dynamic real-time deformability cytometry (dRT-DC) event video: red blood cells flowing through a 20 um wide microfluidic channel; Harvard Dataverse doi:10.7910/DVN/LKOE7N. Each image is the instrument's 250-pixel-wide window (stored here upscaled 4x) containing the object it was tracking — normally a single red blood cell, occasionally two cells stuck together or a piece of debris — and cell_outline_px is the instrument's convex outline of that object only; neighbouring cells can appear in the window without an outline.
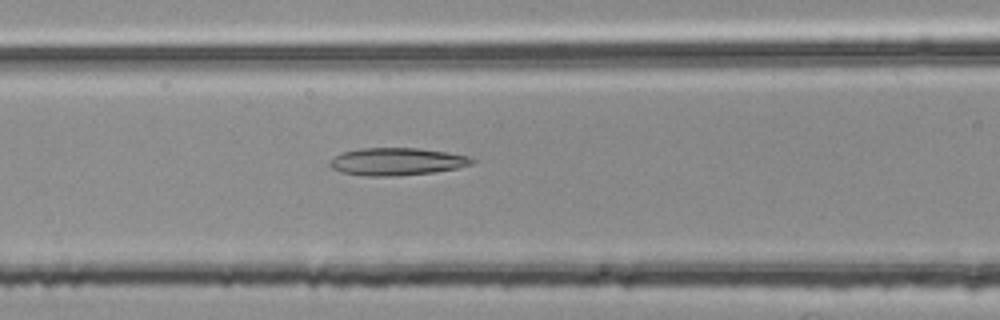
{"species": "common noctule bat (a hibernating species)", "species_latin": "Nyctalus noctula", "temperature_condition": "room temperature", "stored_images_in_passage": 40, "camera_frame_rate_fps": 3000, "um_per_image_px": 0.085, "animal": {"sex": "female", "body_mass_g": 25.1}, "frame": {"image": 1, "passage_image": 9, "time_ms": 2.667, "image_size_px": [1000, 320], "cell_outline_px": [[476, 160], [472, 164], [456, 168], [432, 172], [396, 176], [364, 176], [344, 172], [332, 168], [328, 164], [340, 152], [360, 148], [420, 148], [448, 152], [472, 156]], "centroid_in_image_um": [33.77, 13.72], "position_along_channel_um": 132.8, "area_um2": 22.83}}
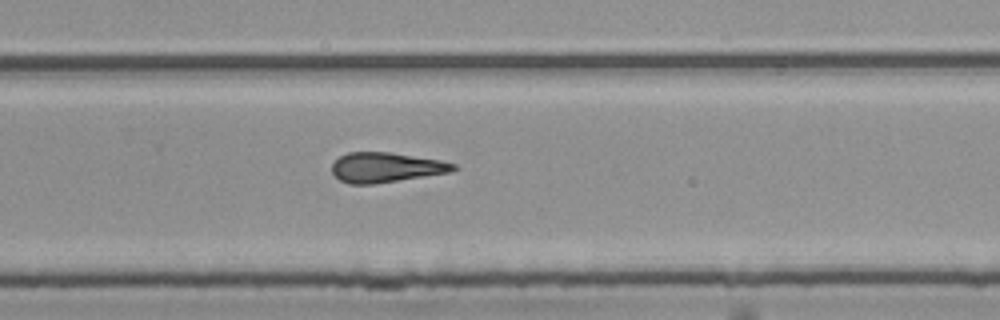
{"frame": {"image": 2, "passage_image": 22, "time_ms": 7.0, "image_size_px": [1000, 320], "cell_outline_px": [[460, 168], [448, 172], [372, 184], [348, 184], [340, 180], [332, 172], [332, 164], [340, 156], [348, 152], [392, 152], [440, 160], [456, 164]], "centroid_in_image_um": [32.79, 14.22], "position_along_channel_um": 297.0, "area_um2": 20.98}}
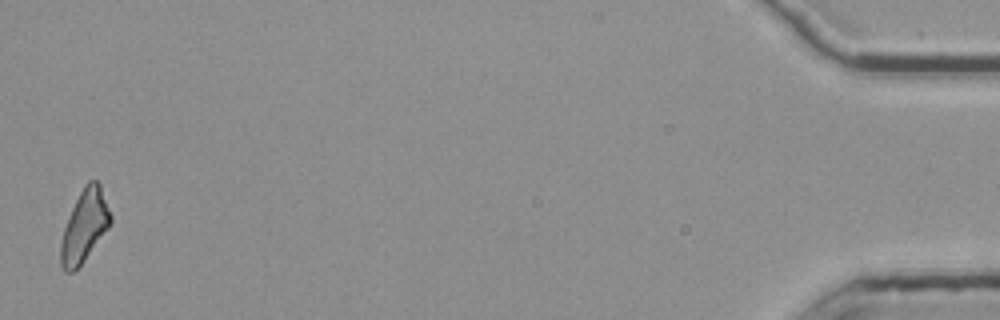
{"frame": {"image": 3, "passage_image": 40, "time_ms": 13.0, "image_size_px": [1000, 320], "cell_outline_px": [[112, 220], [108, 228], [84, 260], [72, 272], [64, 272], [60, 264], [60, 244], [64, 228], [72, 208], [84, 184], [88, 180], [96, 180], [100, 184], [112, 216]], "centroid_in_image_um": [7.18, 19.2], "position_along_channel_um": 428.0, "area_um2": 20.63}, "authors_computed_cell_mechanics": {"area_um2": 21.1548, "velocity_mm_per_s": 3.8012, "shape_relaxation_time_tau1_ms": null, "shape_relaxation_time_tau2_ms": 4.6126, "deformation_change_tau1": null, "deformation_change_tau2": 0.1884}}